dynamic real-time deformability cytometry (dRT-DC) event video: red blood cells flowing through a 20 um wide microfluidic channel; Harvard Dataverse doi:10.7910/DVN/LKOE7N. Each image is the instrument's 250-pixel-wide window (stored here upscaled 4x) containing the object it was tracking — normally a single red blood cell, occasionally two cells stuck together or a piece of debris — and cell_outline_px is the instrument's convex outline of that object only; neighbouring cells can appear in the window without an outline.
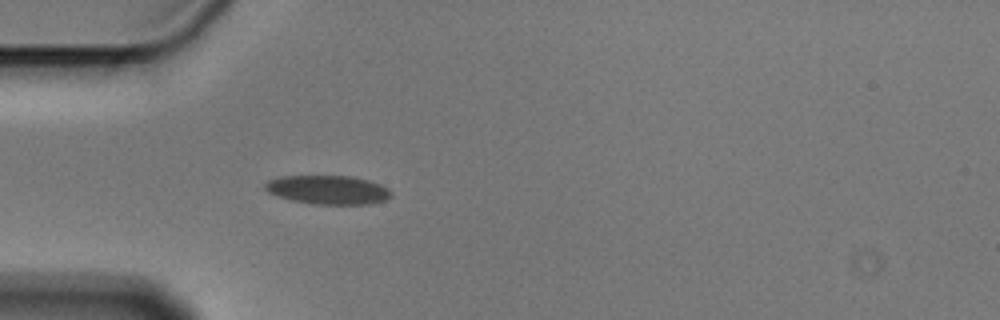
{"species": "Egyptian fruit bat (a non-hibernating species)", "species_latin": "Rousettus aegyptiacus", "temperature_condition": "cold", "stored_images_in_passage": 4, "camera_frame_rate_fps": 3000, "um_per_image_px": 0.085, "animal": {"sex": "male"}, "frame": {"image": 1, "passage_image": 4, "time_ms": 1.0, "image_size_px": [1000, 320], "cell_outline_px": [[392, 196], [384, 200], [368, 204], [316, 204], [292, 200], [268, 192], [264, 188], [264, 184], [268, 180], [280, 176], [352, 176], [368, 180], [380, 184], [388, 188], [392, 192]], "centroid_in_image_um": [27.89, 16.12], "position_along_channel_um": 57.1, "area_um2": 21.1}}